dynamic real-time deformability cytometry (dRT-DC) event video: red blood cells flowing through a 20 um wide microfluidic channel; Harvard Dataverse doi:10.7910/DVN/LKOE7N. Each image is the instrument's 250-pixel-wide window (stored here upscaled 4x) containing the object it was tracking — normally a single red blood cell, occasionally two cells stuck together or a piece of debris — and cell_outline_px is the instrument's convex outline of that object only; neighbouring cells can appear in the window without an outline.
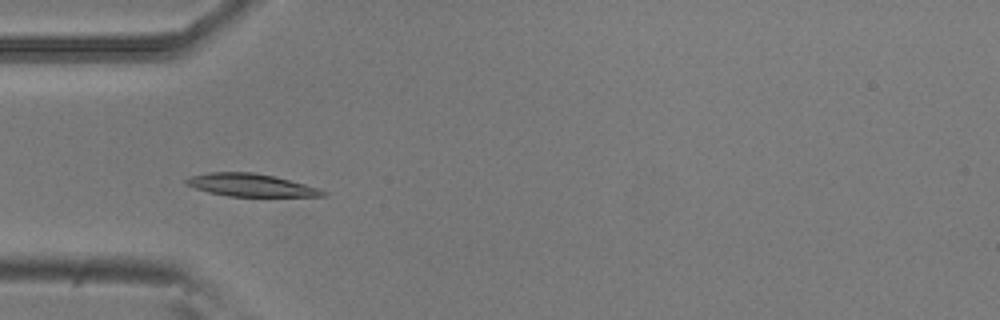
{"species": "common noctule bat (a hibernating species)", "species_latin": "Nyctalus noctula", "temperature_condition": "room temperature", "stored_images_in_passage": 40, "camera_frame_rate_fps": 3000, "um_per_image_px": 0.085, "animal": {"sex": "male", "body_mass_g": 20.5, "forearm_length_mm": 52.5}, "frame": {"image": 1, "passage_image": 3, "time_ms": 0.667, "image_size_px": [1000, 320], "cell_outline_px": [[328, 192], [324, 196], [228, 196], [208, 192], [184, 184], [184, 180], [188, 176], [208, 172], [252, 172], [272, 176], [304, 184]], "centroid_in_image_um": [21.23, 15.73], "position_along_channel_um": 63.8, "area_um2": 17.86}}
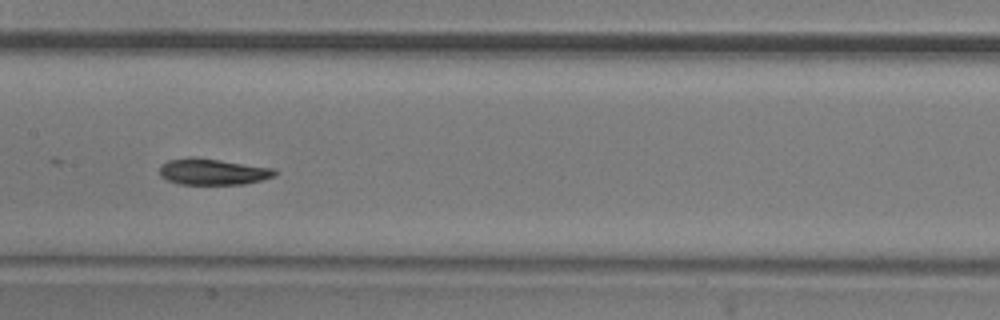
{"frame": {"image": 2, "passage_image": 13, "time_ms": 4.0, "image_size_px": [1000, 320], "cell_outline_px": [[280, 172], [276, 176], [244, 184], [180, 184], [168, 180], [160, 176], [160, 164], [168, 160], [192, 156], [196, 156], [276, 168]], "centroid_in_image_um": [18.13, 14.58], "position_along_channel_um": 189.3, "area_um2": 17.98}}
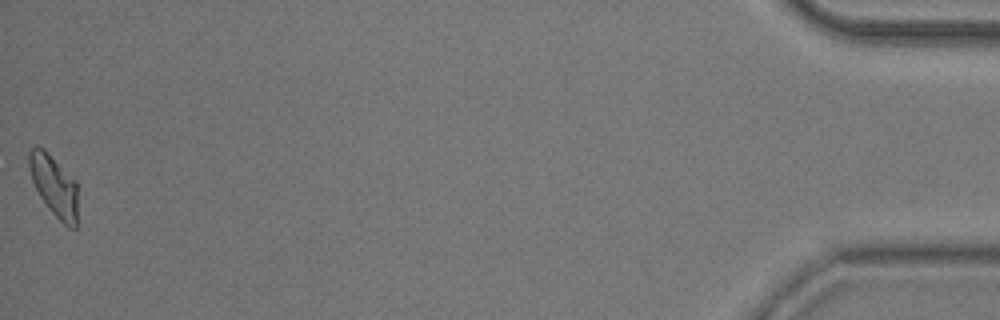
{"frame": {"image": 3, "passage_image": 40, "time_ms": 13.0, "image_size_px": [1000, 320], "cell_outline_px": [[76, 228], [68, 228], [48, 208], [40, 196], [32, 180], [28, 168], [28, 152], [32, 148], [44, 148], [76, 180]], "centroid_in_image_um": [4.58, 15.77], "position_along_channel_um": 430.6, "area_um2": 17.17}, "authors_computed_cell_mechanics": {"area_um2": 17.629, "velocity_mm_per_s": 3.7724, "shape_relaxation_time_tau1_ms": 3.4074, "shape_relaxation_time_tau2_ms": 3.7341, "deformation_change_tau1": 0.1335, "deformation_change_tau2": 0.085}}